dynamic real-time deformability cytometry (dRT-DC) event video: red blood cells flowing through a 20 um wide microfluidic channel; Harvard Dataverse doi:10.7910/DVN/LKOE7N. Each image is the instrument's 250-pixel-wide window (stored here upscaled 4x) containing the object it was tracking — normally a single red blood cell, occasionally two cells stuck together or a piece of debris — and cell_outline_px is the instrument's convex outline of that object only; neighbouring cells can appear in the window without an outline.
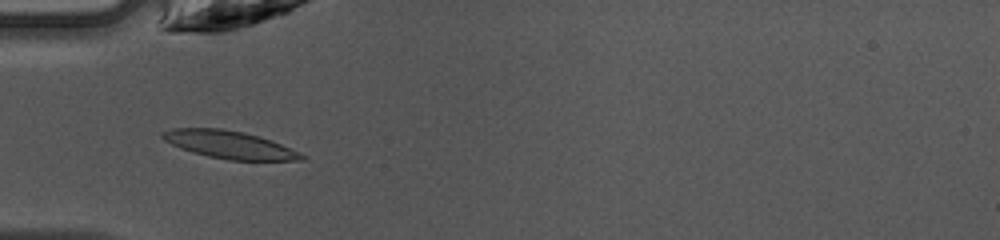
{"species": "common noctule bat (a hibernating species)", "species_latin": "Nyctalus noctula", "temperature_condition": "warm", "stored_images_in_passage": 23, "camera_frame_rate_fps": 3000, "um_per_image_px": 0.085, "animal": {"sex": "female", "body_mass_g": 10.0, "forearm_length_mm": 53.1}, "frame": {"image": 1, "passage_image": 4, "time_ms": 1.0, "image_size_px": [1000, 240], "cell_outline_px": [[308, 156], [304, 160], [228, 160], [208, 156], [192, 152], [180, 148], [164, 140], [160, 136], [160, 132], [172, 128], [220, 128], [244, 132], [260, 136], [272, 140], [300, 152]], "centroid_in_image_um": [19.51, 12.29], "position_along_channel_um": 65.5, "area_um2": 22.6}}
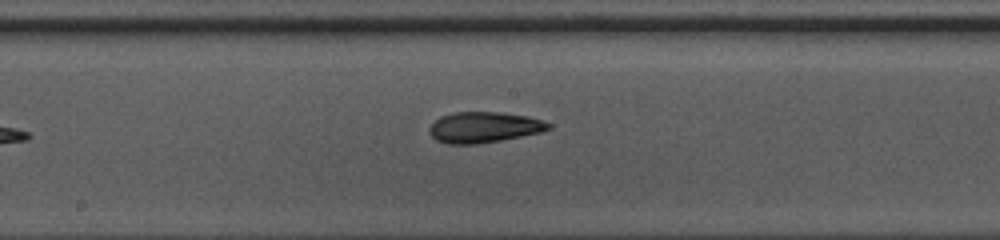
{"frame": {"image": 2, "passage_image": 14, "time_ms": 4.333, "image_size_px": [1000, 240], "cell_outline_px": [[552, 128], [540, 132], [500, 140], [476, 144], [448, 144], [436, 140], [428, 132], [428, 128], [440, 116], [452, 112], [500, 112], [528, 116], [552, 124]], "centroid_in_image_um": [41.11, 10.81], "position_along_channel_um": 207.1, "area_um2": 21.33}}
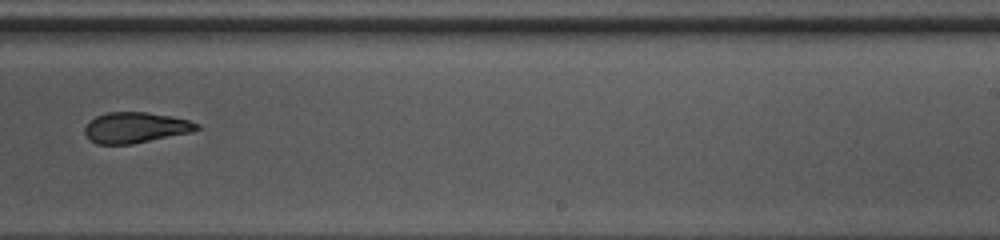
{"frame": {"image": 3, "passage_image": 19, "time_ms": 6.0, "image_size_px": [1000, 240], "cell_outline_px": [[200, 128], [192, 132], [132, 144], [96, 144], [88, 140], [84, 132], [84, 128], [88, 120], [96, 116], [108, 112], [144, 112], [172, 116], [188, 120], [200, 124]], "centroid_in_image_um": [11.48, 10.85], "position_along_channel_um": 277.5, "area_um2": 20.23}}